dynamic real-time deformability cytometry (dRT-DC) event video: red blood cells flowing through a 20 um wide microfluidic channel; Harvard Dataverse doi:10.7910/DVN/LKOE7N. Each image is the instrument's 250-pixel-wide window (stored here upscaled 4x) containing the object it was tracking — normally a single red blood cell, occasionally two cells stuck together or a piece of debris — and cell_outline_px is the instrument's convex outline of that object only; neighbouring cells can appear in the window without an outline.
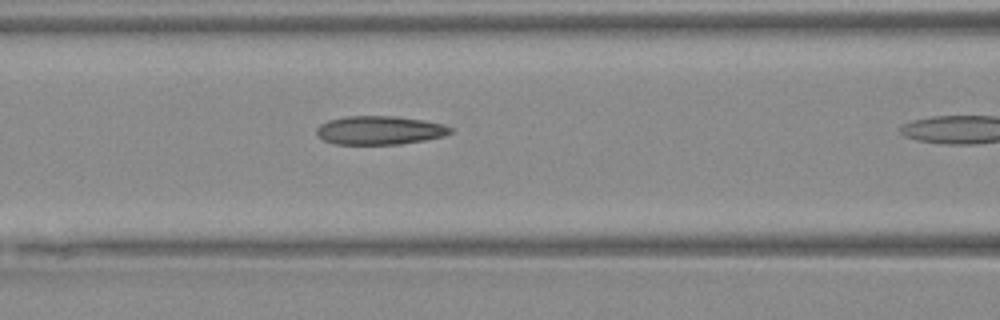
{"species": "Egyptian fruit bat (a non-hibernating species)", "species_latin": "Rousettus aegyptiacus", "temperature_condition": "warm", "stored_images_in_passage": 11, "camera_frame_rate_fps": 3000, "um_per_image_px": 0.085, "animal": {"sex": "female"}, "frame": {"image": 1, "passage_image": 10, "time_ms": 3.0, "image_size_px": [1000, 320], "cell_outline_px": [[452, 132], [444, 136], [424, 140], [400, 144], [336, 144], [324, 140], [316, 132], [316, 128], [320, 124], [328, 120], [344, 116], [396, 116], [424, 120], [444, 124], [452, 128]], "centroid_in_image_um": [32.28, 11.06], "position_along_channel_um": 134.3, "area_um2": 22.37}}